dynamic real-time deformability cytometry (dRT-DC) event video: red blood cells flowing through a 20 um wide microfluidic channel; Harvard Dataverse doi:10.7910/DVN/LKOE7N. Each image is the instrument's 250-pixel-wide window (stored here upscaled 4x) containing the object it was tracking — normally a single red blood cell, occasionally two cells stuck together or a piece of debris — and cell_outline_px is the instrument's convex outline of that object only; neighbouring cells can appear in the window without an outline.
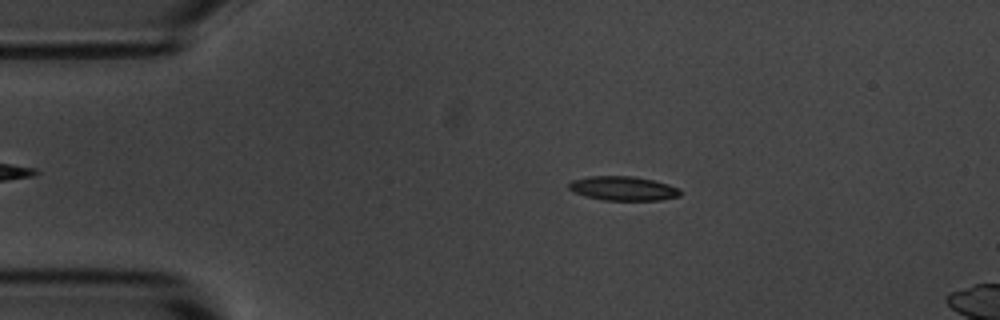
{"species": "common noctule bat (a hibernating species)", "species_latin": "Nyctalus noctula", "temperature_condition": "room temperature", "stored_images_in_passage": 3, "camera_frame_rate_fps": 3000, "um_per_image_px": 0.085, "animal": {"sex": "male", "body_mass_g": 20.1, "forearm_length_mm": 53.5}, "frame": {"image": 1, "passage_image": 1, "time_ms": 0.0, "image_size_px": [1000, 320], "cell_outline_px": [[680, 196], [660, 200], [604, 200], [584, 196], [572, 192], [568, 188], [568, 184], [572, 180], [588, 176], [632, 176], [652, 180], [668, 184], [680, 188]], "centroid_in_image_um": [52.93, 16.01], "position_along_channel_um": 32.1, "area_um2": 15.78}}